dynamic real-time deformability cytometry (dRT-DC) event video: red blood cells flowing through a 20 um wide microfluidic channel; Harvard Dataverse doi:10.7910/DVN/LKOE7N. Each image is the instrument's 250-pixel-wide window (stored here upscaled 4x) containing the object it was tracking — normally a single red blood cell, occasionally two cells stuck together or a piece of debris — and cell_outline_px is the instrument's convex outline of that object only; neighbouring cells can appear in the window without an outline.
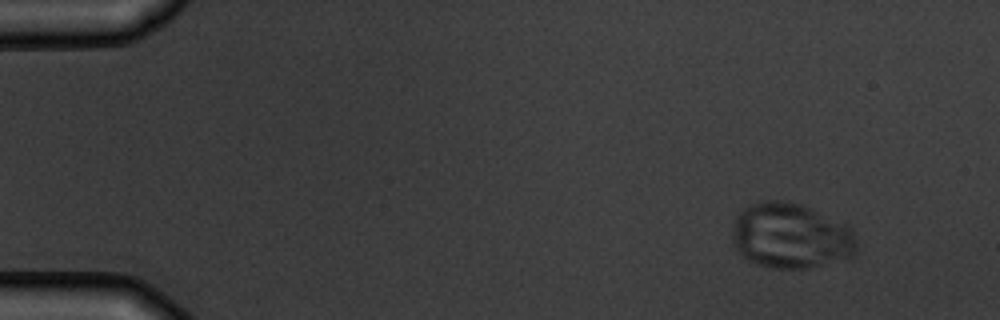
{"species": "common noctule bat (a hibernating species)", "species_latin": "Nyctalus noctula", "temperature_condition": "warm", "stored_images_in_passage": 4, "camera_frame_rate_fps": 3000, "um_per_image_px": 0.085, "animal": {"sex": "male", "body_mass_g": 19.5, "forearm_length_mm": 54.6}, "frame": {"image": 1, "passage_image": 1, "time_ms": 0.0, "image_size_px": [1000, 320], "cell_outline_px": [[856, 256], [848, 260], [808, 268], [772, 268], [756, 264], [748, 260], [732, 244], [732, 228], [736, 216], [744, 208], [752, 204], [764, 200], [784, 200], [800, 204], [848, 224], [852, 228], [856, 240]], "centroid_in_image_um": [67.26, 20.06], "position_along_channel_um": 17.7, "area_um2": 48.09}}